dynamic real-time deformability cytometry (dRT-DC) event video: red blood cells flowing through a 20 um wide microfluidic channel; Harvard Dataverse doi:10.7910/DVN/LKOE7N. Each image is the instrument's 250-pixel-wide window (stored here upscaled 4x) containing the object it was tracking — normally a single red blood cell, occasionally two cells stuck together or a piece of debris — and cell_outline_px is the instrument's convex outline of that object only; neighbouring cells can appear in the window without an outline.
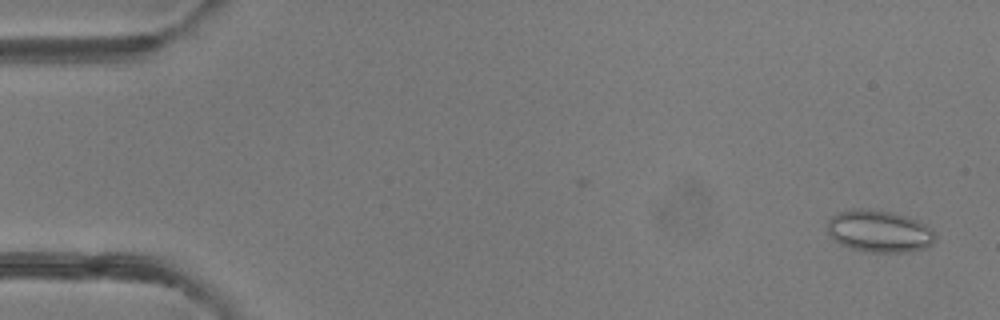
{"species": "common noctule bat (a hibernating species)", "species_latin": "Nyctalus noctula", "temperature_condition": "room temperature", "stored_images_in_passage": 49, "camera_frame_rate_fps": 3000, "um_per_image_px": 0.085, "animal": {"sex": "female"}, "frame": {"image": 1, "passage_image": 3, "time_ms": 0.667, "image_size_px": [1000, 320], "cell_outline_px": [[936, 236], [932, 244], [928, 248], [908, 252], [868, 252], [852, 248], [840, 244], [828, 232], [828, 220], [836, 212], [856, 208], [860, 208], [892, 212], [908, 216], [924, 224]], "centroid_in_image_um": [74.74, 19.65], "position_along_channel_um": 10.3, "area_um2": 26.36}}
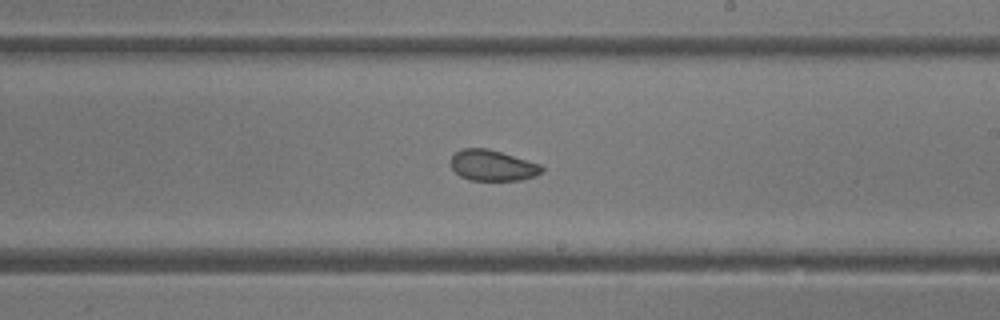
{"frame": {"image": 2, "passage_image": 30, "time_ms": 9.667, "image_size_px": [1000, 320], "cell_outline_px": [[544, 172], [536, 176], [520, 180], [468, 180], [460, 176], [452, 168], [452, 156], [460, 148], [488, 148], [540, 164], [544, 168]], "centroid_in_image_um": [41.89, 14.06], "position_along_channel_um": 247.1, "area_um2": 16.36}}
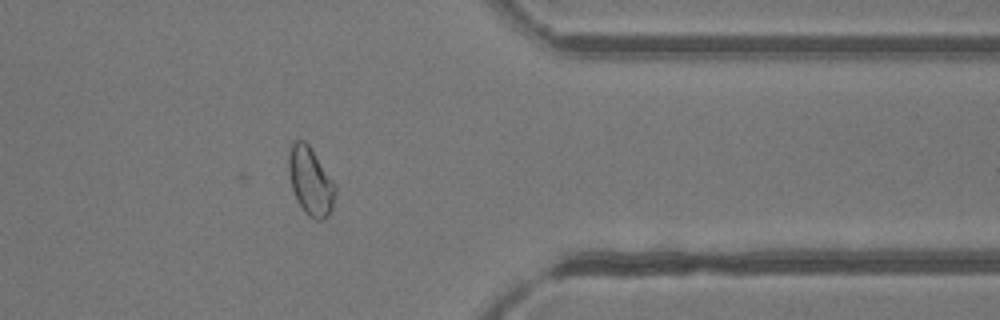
{"frame": {"image": 3, "passage_image": 41, "time_ms": 13.333, "image_size_px": [1000, 320], "cell_outline_px": [[336, 192], [332, 208], [328, 216], [324, 220], [316, 220], [308, 216], [304, 212], [296, 200], [292, 188], [288, 172], [288, 152], [292, 140], [304, 140], [308, 144], [336, 184]], "centroid_in_image_um": [26.38, 15.41], "position_along_channel_um": 385.0, "area_um2": 18.79}, "authors_computed_cell_mechanics": {"area_um2": 18.4382, "velocity_mm_per_s": 4.1542, "shape_relaxation_time_tau1_ms": null, "shape_relaxation_time_tau2_ms": 1.8709, "deformation_change_tau1": null, "deformation_change_tau2": 0.0584}}